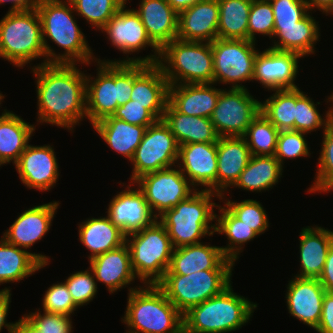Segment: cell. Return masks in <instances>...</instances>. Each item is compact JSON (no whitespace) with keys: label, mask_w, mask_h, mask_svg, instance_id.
Here are the masks:
<instances>
[{"label":"cell","mask_w":333,"mask_h":333,"mask_svg":"<svg viewBox=\"0 0 333 333\" xmlns=\"http://www.w3.org/2000/svg\"><path fill=\"white\" fill-rule=\"evenodd\" d=\"M77 64L34 65L37 122L73 131L86 114V73Z\"/></svg>","instance_id":"1"},{"label":"cell","mask_w":333,"mask_h":333,"mask_svg":"<svg viewBox=\"0 0 333 333\" xmlns=\"http://www.w3.org/2000/svg\"><path fill=\"white\" fill-rule=\"evenodd\" d=\"M41 24L46 64H92L97 59L75 18L69 0H42L35 3ZM47 38V39H46ZM54 42L63 53H56L47 40Z\"/></svg>","instance_id":"2"},{"label":"cell","mask_w":333,"mask_h":333,"mask_svg":"<svg viewBox=\"0 0 333 333\" xmlns=\"http://www.w3.org/2000/svg\"><path fill=\"white\" fill-rule=\"evenodd\" d=\"M126 333H183V314L156 284L128 287Z\"/></svg>","instance_id":"3"},{"label":"cell","mask_w":333,"mask_h":333,"mask_svg":"<svg viewBox=\"0 0 333 333\" xmlns=\"http://www.w3.org/2000/svg\"><path fill=\"white\" fill-rule=\"evenodd\" d=\"M232 283L221 293L193 306L183 314V333H229L245 326L256 303L238 295Z\"/></svg>","instance_id":"4"},{"label":"cell","mask_w":333,"mask_h":333,"mask_svg":"<svg viewBox=\"0 0 333 333\" xmlns=\"http://www.w3.org/2000/svg\"><path fill=\"white\" fill-rule=\"evenodd\" d=\"M213 197L221 199L212 191L196 190L157 218L166 228L174 248L202 243L201 238L215 234L212 222L216 221L214 209L219 204L213 202Z\"/></svg>","instance_id":"5"},{"label":"cell","mask_w":333,"mask_h":333,"mask_svg":"<svg viewBox=\"0 0 333 333\" xmlns=\"http://www.w3.org/2000/svg\"><path fill=\"white\" fill-rule=\"evenodd\" d=\"M96 63V78L86 74V114L91 125L112 116L130 100L133 89V62Z\"/></svg>","instance_id":"6"},{"label":"cell","mask_w":333,"mask_h":333,"mask_svg":"<svg viewBox=\"0 0 333 333\" xmlns=\"http://www.w3.org/2000/svg\"><path fill=\"white\" fill-rule=\"evenodd\" d=\"M42 57L44 60L39 65L46 64V53L41 19L35 6L26 11L7 12L0 20V58L14 67L24 68Z\"/></svg>","instance_id":"7"},{"label":"cell","mask_w":333,"mask_h":333,"mask_svg":"<svg viewBox=\"0 0 333 333\" xmlns=\"http://www.w3.org/2000/svg\"><path fill=\"white\" fill-rule=\"evenodd\" d=\"M157 65L169 85L213 83L211 43L174 39L160 49Z\"/></svg>","instance_id":"8"},{"label":"cell","mask_w":333,"mask_h":333,"mask_svg":"<svg viewBox=\"0 0 333 333\" xmlns=\"http://www.w3.org/2000/svg\"><path fill=\"white\" fill-rule=\"evenodd\" d=\"M131 267L142 284H157L168 270L174 247L166 228L156 220L151 226L126 236Z\"/></svg>","instance_id":"9"},{"label":"cell","mask_w":333,"mask_h":333,"mask_svg":"<svg viewBox=\"0 0 333 333\" xmlns=\"http://www.w3.org/2000/svg\"><path fill=\"white\" fill-rule=\"evenodd\" d=\"M233 270H203L188 275L165 273L156 284L182 313L221 293L232 283Z\"/></svg>","instance_id":"10"},{"label":"cell","mask_w":333,"mask_h":333,"mask_svg":"<svg viewBox=\"0 0 333 333\" xmlns=\"http://www.w3.org/2000/svg\"><path fill=\"white\" fill-rule=\"evenodd\" d=\"M257 42L243 39H219L211 42L213 54V83L232 84L230 88L247 89L242 82L252 81Z\"/></svg>","instance_id":"11"},{"label":"cell","mask_w":333,"mask_h":333,"mask_svg":"<svg viewBox=\"0 0 333 333\" xmlns=\"http://www.w3.org/2000/svg\"><path fill=\"white\" fill-rule=\"evenodd\" d=\"M126 4L107 22L101 32L106 33V38L114 48L123 54H128L125 59L110 60L97 59L101 62H139L157 64L160 56V48L150 39L139 15L132 8H126ZM126 8V9H125ZM145 47H150L153 54L145 57H128L134 52H141Z\"/></svg>","instance_id":"12"},{"label":"cell","mask_w":333,"mask_h":333,"mask_svg":"<svg viewBox=\"0 0 333 333\" xmlns=\"http://www.w3.org/2000/svg\"><path fill=\"white\" fill-rule=\"evenodd\" d=\"M178 156L179 144L176 138L162 119L157 120L147 127L130 161L133 165L130 182L146 173L174 167Z\"/></svg>","instance_id":"13"},{"label":"cell","mask_w":333,"mask_h":333,"mask_svg":"<svg viewBox=\"0 0 333 333\" xmlns=\"http://www.w3.org/2000/svg\"><path fill=\"white\" fill-rule=\"evenodd\" d=\"M261 112V101L248 89H222L210 120L220 137H243Z\"/></svg>","instance_id":"14"},{"label":"cell","mask_w":333,"mask_h":333,"mask_svg":"<svg viewBox=\"0 0 333 333\" xmlns=\"http://www.w3.org/2000/svg\"><path fill=\"white\" fill-rule=\"evenodd\" d=\"M134 186L144 193L157 218L196 191L177 165L146 173L134 181Z\"/></svg>","instance_id":"15"},{"label":"cell","mask_w":333,"mask_h":333,"mask_svg":"<svg viewBox=\"0 0 333 333\" xmlns=\"http://www.w3.org/2000/svg\"><path fill=\"white\" fill-rule=\"evenodd\" d=\"M129 182L123 191L112 197L106 209L107 216L127 236L151 226L157 217L153 214L144 193Z\"/></svg>","instance_id":"16"},{"label":"cell","mask_w":333,"mask_h":333,"mask_svg":"<svg viewBox=\"0 0 333 333\" xmlns=\"http://www.w3.org/2000/svg\"><path fill=\"white\" fill-rule=\"evenodd\" d=\"M53 145H29L14 164L26 188L49 191L59 179V163Z\"/></svg>","instance_id":"17"},{"label":"cell","mask_w":333,"mask_h":333,"mask_svg":"<svg viewBox=\"0 0 333 333\" xmlns=\"http://www.w3.org/2000/svg\"><path fill=\"white\" fill-rule=\"evenodd\" d=\"M177 162L196 190L217 193V142L180 145Z\"/></svg>","instance_id":"18"},{"label":"cell","mask_w":333,"mask_h":333,"mask_svg":"<svg viewBox=\"0 0 333 333\" xmlns=\"http://www.w3.org/2000/svg\"><path fill=\"white\" fill-rule=\"evenodd\" d=\"M303 58L295 52L278 51L266 48L258 51L255 60L253 81L268 90L297 88L295 80L299 72V60Z\"/></svg>","instance_id":"19"},{"label":"cell","mask_w":333,"mask_h":333,"mask_svg":"<svg viewBox=\"0 0 333 333\" xmlns=\"http://www.w3.org/2000/svg\"><path fill=\"white\" fill-rule=\"evenodd\" d=\"M169 82L157 64L133 62V89L130 100L161 120L169 101Z\"/></svg>","instance_id":"20"},{"label":"cell","mask_w":333,"mask_h":333,"mask_svg":"<svg viewBox=\"0 0 333 333\" xmlns=\"http://www.w3.org/2000/svg\"><path fill=\"white\" fill-rule=\"evenodd\" d=\"M325 293L319 279L294 276L285 294L288 312L315 330L321 319Z\"/></svg>","instance_id":"21"},{"label":"cell","mask_w":333,"mask_h":333,"mask_svg":"<svg viewBox=\"0 0 333 333\" xmlns=\"http://www.w3.org/2000/svg\"><path fill=\"white\" fill-rule=\"evenodd\" d=\"M59 204V201H53L28 208L15 219L2 238L19 248H31L50 230Z\"/></svg>","instance_id":"22"},{"label":"cell","mask_w":333,"mask_h":333,"mask_svg":"<svg viewBox=\"0 0 333 333\" xmlns=\"http://www.w3.org/2000/svg\"><path fill=\"white\" fill-rule=\"evenodd\" d=\"M235 262L227 258L220 246L193 244L174 248L165 273L188 275L203 270H234Z\"/></svg>","instance_id":"23"},{"label":"cell","mask_w":333,"mask_h":333,"mask_svg":"<svg viewBox=\"0 0 333 333\" xmlns=\"http://www.w3.org/2000/svg\"><path fill=\"white\" fill-rule=\"evenodd\" d=\"M96 282L105 284L109 294L119 291L137 280L131 267V254L127 243L100 254L89 261Z\"/></svg>","instance_id":"24"},{"label":"cell","mask_w":333,"mask_h":333,"mask_svg":"<svg viewBox=\"0 0 333 333\" xmlns=\"http://www.w3.org/2000/svg\"><path fill=\"white\" fill-rule=\"evenodd\" d=\"M218 0H205L179 13L177 39L213 42L218 38Z\"/></svg>","instance_id":"25"},{"label":"cell","mask_w":333,"mask_h":333,"mask_svg":"<svg viewBox=\"0 0 333 333\" xmlns=\"http://www.w3.org/2000/svg\"><path fill=\"white\" fill-rule=\"evenodd\" d=\"M244 137H219L217 142V194L223 200L251 158Z\"/></svg>","instance_id":"26"},{"label":"cell","mask_w":333,"mask_h":333,"mask_svg":"<svg viewBox=\"0 0 333 333\" xmlns=\"http://www.w3.org/2000/svg\"><path fill=\"white\" fill-rule=\"evenodd\" d=\"M300 270L294 275L300 278L321 276L328 250L333 242V231L321 226H307L299 235Z\"/></svg>","instance_id":"27"},{"label":"cell","mask_w":333,"mask_h":333,"mask_svg":"<svg viewBox=\"0 0 333 333\" xmlns=\"http://www.w3.org/2000/svg\"><path fill=\"white\" fill-rule=\"evenodd\" d=\"M214 85V83L170 85L168 102L182 114L210 118L222 90Z\"/></svg>","instance_id":"28"},{"label":"cell","mask_w":333,"mask_h":333,"mask_svg":"<svg viewBox=\"0 0 333 333\" xmlns=\"http://www.w3.org/2000/svg\"><path fill=\"white\" fill-rule=\"evenodd\" d=\"M150 39L161 49L177 38L179 14L167 0H140L134 9Z\"/></svg>","instance_id":"29"},{"label":"cell","mask_w":333,"mask_h":333,"mask_svg":"<svg viewBox=\"0 0 333 333\" xmlns=\"http://www.w3.org/2000/svg\"><path fill=\"white\" fill-rule=\"evenodd\" d=\"M0 285L19 282L48 266L50 257L31 253L0 237Z\"/></svg>","instance_id":"30"},{"label":"cell","mask_w":333,"mask_h":333,"mask_svg":"<svg viewBox=\"0 0 333 333\" xmlns=\"http://www.w3.org/2000/svg\"><path fill=\"white\" fill-rule=\"evenodd\" d=\"M312 12H309L302 20L296 23V26L274 27L272 46L269 48L295 52L303 58L315 53V44L320 41V27ZM277 38V39H275ZM275 39V40H274ZM277 40V41H276Z\"/></svg>","instance_id":"31"},{"label":"cell","mask_w":333,"mask_h":333,"mask_svg":"<svg viewBox=\"0 0 333 333\" xmlns=\"http://www.w3.org/2000/svg\"><path fill=\"white\" fill-rule=\"evenodd\" d=\"M162 120L171 130L179 146L189 143L218 142L220 137L210 118L182 114L169 102Z\"/></svg>","instance_id":"32"},{"label":"cell","mask_w":333,"mask_h":333,"mask_svg":"<svg viewBox=\"0 0 333 333\" xmlns=\"http://www.w3.org/2000/svg\"><path fill=\"white\" fill-rule=\"evenodd\" d=\"M3 110L0 115V167L18 161L36 130V125L29 124L13 111Z\"/></svg>","instance_id":"33"},{"label":"cell","mask_w":333,"mask_h":333,"mask_svg":"<svg viewBox=\"0 0 333 333\" xmlns=\"http://www.w3.org/2000/svg\"><path fill=\"white\" fill-rule=\"evenodd\" d=\"M78 224L79 241L90 251L88 260L116 249L126 242V236L108 216L87 218Z\"/></svg>","instance_id":"34"},{"label":"cell","mask_w":333,"mask_h":333,"mask_svg":"<svg viewBox=\"0 0 333 333\" xmlns=\"http://www.w3.org/2000/svg\"><path fill=\"white\" fill-rule=\"evenodd\" d=\"M92 127L111 150L129 161L132 160L147 129L146 126L132 125L113 116L96 122Z\"/></svg>","instance_id":"35"},{"label":"cell","mask_w":333,"mask_h":333,"mask_svg":"<svg viewBox=\"0 0 333 333\" xmlns=\"http://www.w3.org/2000/svg\"><path fill=\"white\" fill-rule=\"evenodd\" d=\"M283 168L275 156L252 155L233 187L257 193L269 191L278 184Z\"/></svg>","instance_id":"36"},{"label":"cell","mask_w":333,"mask_h":333,"mask_svg":"<svg viewBox=\"0 0 333 333\" xmlns=\"http://www.w3.org/2000/svg\"><path fill=\"white\" fill-rule=\"evenodd\" d=\"M219 215L216 213L215 234L225 235L228 239V244L221 250L223 254L237 261L241 252H243L244 244L250 242L259 235L249 226L236 218L225 206L218 205L216 208Z\"/></svg>","instance_id":"37"},{"label":"cell","mask_w":333,"mask_h":333,"mask_svg":"<svg viewBox=\"0 0 333 333\" xmlns=\"http://www.w3.org/2000/svg\"><path fill=\"white\" fill-rule=\"evenodd\" d=\"M218 4V38L248 40L252 0H218Z\"/></svg>","instance_id":"38"},{"label":"cell","mask_w":333,"mask_h":333,"mask_svg":"<svg viewBox=\"0 0 333 333\" xmlns=\"http://www.w3.org/2000/svg\"><path fill=\"white\" fill-rule=\"evenodd\" d=\"M269 98L261 101V112L279 130H294L296 88L273 90Z\"/></svg>","instance_id":"39"},{"label":"cell","mask_w":333,"mask_h":333,"mask_svg":"<svg viewBox=\"0 0 333 333\" xmlns=\"http://www.w3.org/2000/svg\"><path fill=\"white\" fill-rule=\"evenodd\" d=\"M279 130L262 112L251 122L244 134V139L251 155L274 156Z\"/></svg>","instance_id":"40"},{"label":"cell","mask_w":333,"mask_h":333,"mask_svg":"<svg viewBox=\"0 0 333 333\" xmlns=\"http://www.w3.org/2000/svg\"><path fill=\"white\" fill-rule=\"evenodd\" d=\"M75 11V16L84 18L91 27L102 30L107 22L129 0H69Z\"/></svg>","instance_id":"41"},{"label":"cell","mask_w":333,"mask_h":333,"mask_svg":"<svg viewBox=\"0 0 333 333\" xmlns=\"http://www.w3.org/2000/svg\"><path fill=\"white\" fill-rule=\"evenodd\" d=\"M320 102H314L305 92L299 87L296 88V113L294 118V130L305 132L307 134L318 129H326L331 121L330 107L325 114L320 115L317 105Z\"/></svg>","instance_id":"42"},{"label":"cell","mask_w":333,"mask_h":333,"mask_svg":"<svg viewBox=\"0 0 333 333\" xmlns=\"http://www.w3.org/2000/svg\"><path fill=\"white\" fill-rule=\"evenodd\" d=\"M322 148L318 158L315 180L307 189L308 193H329L333 191V121L322 132Z\"/></svg>","instance_id":"43"},{"label":"cell","mask_w":333,"mask_h":333,"mask_svg":"<svg viewBox=\"0 0 333 333\" xmlns=\"http://www.w3.org/2000/svg\"><path fill=\"white\" fill-rule=\"evenodd\" d=\"M223 200L224 206L240 221L251 227L258 235L268 230L270 224L266 210L257 200L246 199L240 202ZM225 201V202H224Z\"/></svg>","instance_id":"44"},{"label":"cell","mask_w":333,"mask_h":333,"mask_svg":"<svg viewBox=\"0 0 333 333\" xmlns=\"http://www.w3.org/2000/svg\"><path fill=\"white\" fill-rule=\"evenodd\" d=\"M306 135L307 133L297 130H284L279 132L274 156L282 166L286 159L296 160L299 157L310 156V148L307 139H305V137H307Z\"/></svg>","instance_id":"45"},{"label":"cell","mask_w":333,"mask_h":333,"mask_svg":"<svg viewBox=\"0 0 333 333\" xmlns=\"http://www.w3.org/2000/svg\"><path fill=\"white\" fill-rule=\"evenodd\" d=\"M75 305L80 308L93 301L97 295V282L93 271L90 268L70 274L64 280Z\"/></svg>","instance_id":"46"},{"label":"cell","mask_w":333,"mask_h":333,"mask_svg":"<svg viewBox=\"0 0 333 333\" xmlns=\"http://www.w3.org/2000/svg\"><path fill=\"white\" fill-rule=\"evenodd\" d=\"M274 13L269 0H252L248 20V40L256 42V34L273 39Z\"/></svg>","instance_id":"47"},{"label":"cell","mask_w":333,"mask_h":333,"mask_svg":"<svg viewBox=\"0 0 333 333\" xmlns=\"http://www.w3.org/2000/svg\"><path fill=\"white\" fill-rule=\"evenodd\" d=\"M42 308L44 312L66 316H71L78 309L66 284L58 281L45 291L42 298Z\"/></svg>","instance_id":"48"},{"label":"cell","mask_w":333,"mask_h":333,"mask_svg":"<svg viewBox=\"0 0 333 333\" xmlns=\"http://www.w3.org/2000/svg\"><path fill=\"white\" fill-rule=\"evenodd\" d=\"M274 13V27L296 26L310 11L305 0H269Z\"/></svg>","instance_id":"49"},{"label":"cell","mask_w":333,"mask_h":333,"mask_svg":"<svg viewBox=\"0 0 333 333\" xmlns=\"http://www.w3.org/2000/svg\"><path fill=\"white\" fill-rule=\"evenodd\" d=\"M40 308L29 314H24L42 333H73L71 316L44 312Z\"/></svg>","instance_id":"50"},{"label":"cell","mask_w":333,"mask_h":333,"mask_svg":"<svg viewBox=\"0 0 333 333\" xmlns=\"http://www.w3.org/2000/svg\"><path fill=\"white\" fill-rule=\"evenodd\" d=\"M112 116L132 125L146 127L157 121V119L146 109V105L133 103V100H129L125 104L118 106Z\"/></svg>","instance_id":"51"},{"label":"cell","mask_w":333,"mask_h":333,"mask_svg":"<svg viewBox=\"0 0 333 333\" xmlns=\"http://www.w3.org/2000/svg\"><path fill=\"white\" fill-rule=\"evenodd\" d=\"M315 331L333 333V293L326 292L324 295L321 319Z\"/></svg>","instance_id":"52"},{"label":"cell","mask_w":333,"mask_h":333,"mask_svg":"<svg viewBox=\"0 0 333 333\" xmlns=\"http://www.w3.org/2000/svg\"><path fill=\"white\" fill-rule=\"evenodd\" d=\"M11 295V288L0 289V332L4 327H6L5 329L8 330V333H12L14 330L15 322H7L6 320L9 313Z\"/></svg>","instance_id":"53"},{"label":"cell","mask_w":333,"mask_h":333,"mask_svg":"<svg viewBox=\"0 0 333 333\" xmlns=\"http://www.w3.org/2000/svg\"><path fill=\"white\" fill-rule=\"evenodd\" d=\"M319 282L328 293H333V242L328 250L323 272Z\"/></svg>","instance_id":"54"},{"label":"cell","mask_w":333,"mask_h":333,"mask_svg":"<svg viewBox=\"0 0 333 333\" xmlns=\"http://www.w3.org/2000/svg\"><path fill=\"white\" fill-rule=\"evenodd\" d=\"M305 2L309 11L317 9L326 16L333 15V0H305Z\"/></svg>","instance_id":"55"},{"label":"cell","mask_w":333,"mask_h":333,"mask_svg":"<svg viewBox=\"0 0 333 333\" xmlns=\"http://www.w3.org/2000/svg\"><path fill=\"white\" fill-rule=\"evenodd\" d=\"M12 333H42L25 315L15 322Z\"/></svg>","instance_id":"56"},{"label":"cell","mask_w":333,"mask_h":333,"mask_svg":"<svg viewBox=\"0 0 333 333\" xmlns=\"http://www.w3.org/2000/svg\"><path fill=\"white\" fill-rule=\"evenodd\" d=\"M7 2L12 4L8 12L26 11L35 6L32 0H0V5Z\"/></svg>","instance_id":"57"},{"label":"cell","mask_w":333,"mask_h":333,"mask_svg":"<svg viewBox=\"0 0 333 333\" xmlns=\"http://www.w3.org/2000/svg\"><path fill=\"white\" fill-rule=\"evenodd\" d=\"M205 0H167L170 6L179 14L195 4Z\"/></svg>","instance_id":"58"},{"label":"cell","mask_w":333,"mask_h":333,"mask_svg":"<svg viewBox=\"0 0 333 333\" xmlns=\"http://www.w3.org/2000/svg\"><path fill=\"white\" fill-rule=\"evenodd\" d=\"M326 101H327V103L331 102V104H329L330 105V116H331V120L333 121V93H331L330 96H328V98L326 99Z\"/></svg>","instance_id":"59"},{"label":"cell","mask_w":333,"mask_h":333,"mask_svg":"<svg viewBox=\"0 0 333 333\" xmlns=\"http://www.w3.org/2000/svg\"><path fill=\"white\" fill-rule=\"evenodd\" d=\"M4 97H5V95H3L0 91V105L2 104V102H4V101H2L4 99Z\"/></svg>","instance_id":"60"},{"label":"cell","mask_w":333,"mask_h":333,"mask_svg":"<svg viewBox=\"0 0 333 333\" xmlns=\"http://www.w3.org/2000/svg\"><path fill=\"white\" fill-rule=\"evenodd\" d=\"M34 3L38 2V1H42V0H32Z\"/></svg>","instance_id":"61"}]
</instances>
